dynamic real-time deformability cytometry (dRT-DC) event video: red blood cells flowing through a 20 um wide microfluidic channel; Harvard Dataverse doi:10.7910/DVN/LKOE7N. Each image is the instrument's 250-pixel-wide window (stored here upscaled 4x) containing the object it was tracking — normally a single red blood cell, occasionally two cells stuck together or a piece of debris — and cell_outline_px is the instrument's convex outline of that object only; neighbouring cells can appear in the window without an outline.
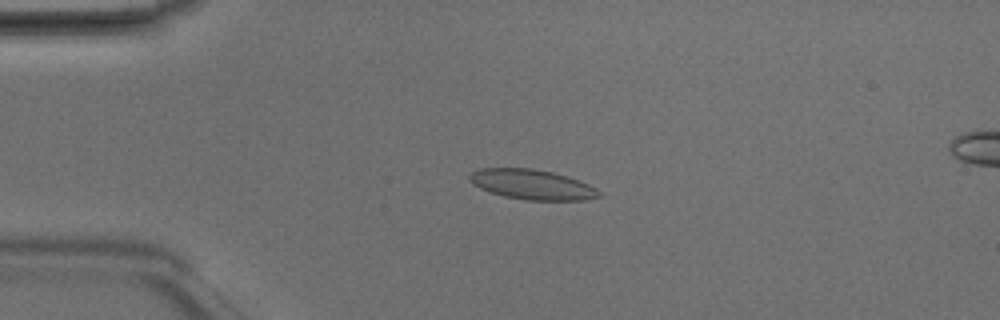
{"species": "Egyptian fruit bat (a non-hibernating species)", "species_latin": "Rousettus aegyptiacus", "temperature_condition": "room temperature", "stored_images_in_passage": 4, "camera_frame_rate_fps": 3000, "um_per_image_px": 0.085, "animal": {"sex": "male"}, "frame": {"image": 1, "passage_image": 2, "time_ms": 0.333, "image_size_px": [1000, 320], "cell_outline_px": [[600, 196], [584, 200], [524, 200], [504, 196], [488, 192], [472, 184], [468, 180], [468, 176], [472, 172], [480, 168], [532, 168], [552, 172], [588, 184], [596, 188], [600, 192]], "centroid_in_image_um": [45.16, 15.68], "position_along_channel_um": 39.8, "area_um2": 22.54}}